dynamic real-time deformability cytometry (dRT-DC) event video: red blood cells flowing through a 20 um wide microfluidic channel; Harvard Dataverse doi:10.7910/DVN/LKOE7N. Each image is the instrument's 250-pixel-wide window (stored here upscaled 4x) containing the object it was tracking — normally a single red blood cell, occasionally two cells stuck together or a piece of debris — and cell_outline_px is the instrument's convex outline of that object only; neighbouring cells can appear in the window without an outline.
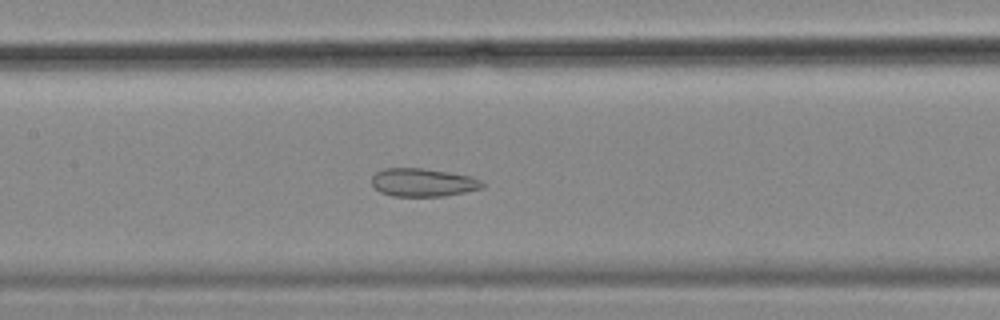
{"species": "common noctule bat (a hibernating species)", "species_latin": "Nyctalus noctula", "temperature_condition": "cold", "stored_images_in_passage": 56, "camera_frame_rate_fps": 3000, "um_per_image_px": 0.085, "animal": {"sex": "female", "body_mass_g": 18.4}, "frame": {"image": 1, "passage_image": 26, "time_ms": 8.333, "image_size_px": [1000, 320], "cell_outline_px": [[484, 184], [480, 188], [464, 192], [444, 196], [392, 196], [380, 192], [372, 184], [372, 176], [376, 172], [384, 168], [424, 168], [472, 176], [480, 180]], "centroid_in_image_um": [35.93, 15.5], "position_along_channel_um": 171.5, "area_um2": 18.09}}
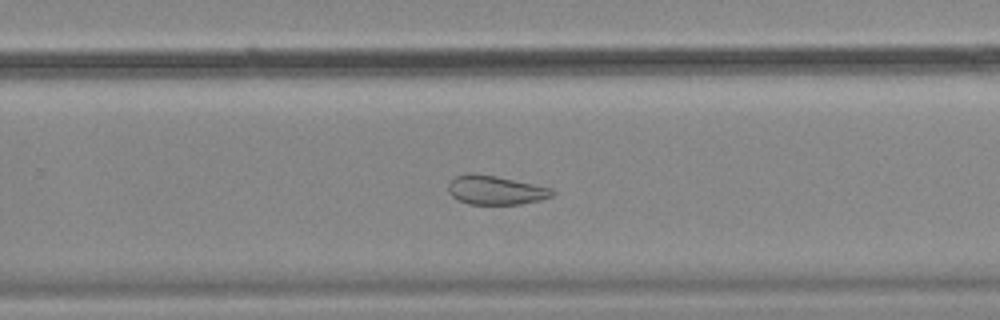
{"frame": {"image": 2, "passage_image": 36, "time_ms": 11.667, "image_size_px": [1000, 320], "cell_outline_px": [[556, 192], [552, 196], [540, 200], [520, 204], [468, 204], [452, 196], [448, 192], [448, 184], [452, 176], [468, 172], [476, 172], [496, 176], [552, 188]], "centroid_in_image_um": [42.08, 16.14], "position_along_channel_um": 287.7, "area_um2": 17.8}}
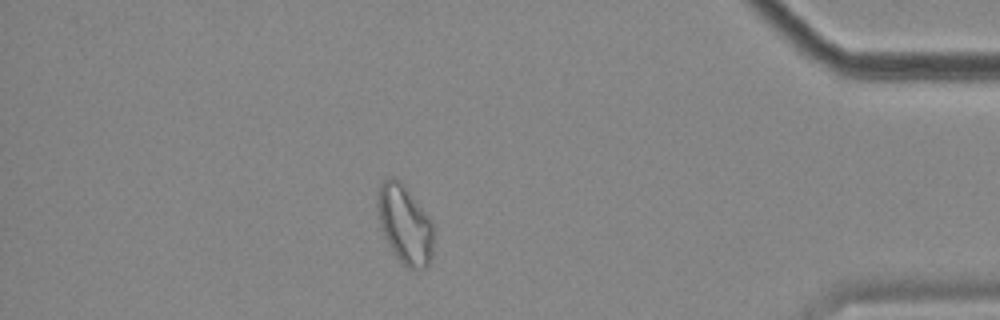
{"frame": {"image": 3, "passage_image": 49, "time_ms": 16.0, "image_size_px": [1000, 320], "cell_outline_px": [[432, 256], [428, 264], [424, 268], [408, 268], [396, 256], [384, 236], [380, 228], [376, 204], [376, 200], [380, 184], [384, 180], [392, 176], [400, 180], [404, 184], [432, 220]], "centroid_in_image_um": [34.39, 19.03], "position_along_channel_um": 400.8, "area_um2": 25.66}, "authors_computed_cell_mechanics": {"area_um2": 24.6228, "velocity_mm_per_s": 3.4988, "shape_relaxation_time_tau1_ms": null, "shape_relaxation_time_tau2_ms": 2.3247, "deformation_change_tau1": null, "deformation_change_tau2": 0.084}}